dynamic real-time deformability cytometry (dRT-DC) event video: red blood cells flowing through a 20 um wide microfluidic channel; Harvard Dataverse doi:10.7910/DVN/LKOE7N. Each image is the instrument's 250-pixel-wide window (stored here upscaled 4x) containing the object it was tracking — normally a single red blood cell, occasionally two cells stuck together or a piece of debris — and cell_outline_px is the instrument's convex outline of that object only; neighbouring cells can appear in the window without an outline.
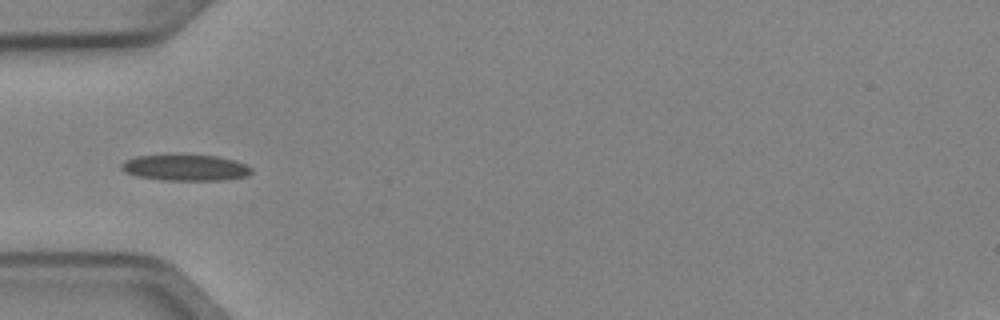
{"species": "Egyptian fruit bat (a non-hibernating species)", "species_latin": "Rousettus aegyptiacus", "temperature_condition": "cold", "stored_images_in_passage": 4, "camera_frame_rate_fps": 3000, "um_per_image_px": 0.085, "animal": {"sex": "female"}, "frame": {"image": 1, "passage_image": 4, "time_ms": 1.0, "image_size_px": [1000, 320], "cell_outline_px": [[252, 172], [248, 176], [220, 180], [164, 180], [136, 176], [124, 172], [120, 168], [120, 164], [124, 160], [136, 156], [216, 156], [236, 160], [252, 168]], "centroid_in_image_um": [15.75, 14.27], "position_along_channel_um": 69.3, "area_um2": 19.54}}